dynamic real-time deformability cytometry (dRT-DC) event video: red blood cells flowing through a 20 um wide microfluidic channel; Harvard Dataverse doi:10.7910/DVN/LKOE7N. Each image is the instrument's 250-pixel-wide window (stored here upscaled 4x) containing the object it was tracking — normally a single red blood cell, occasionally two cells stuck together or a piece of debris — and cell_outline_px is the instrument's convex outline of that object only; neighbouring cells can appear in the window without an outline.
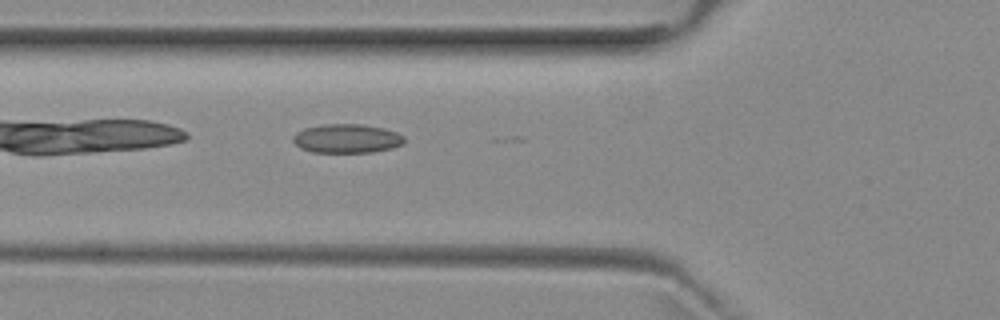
{"species": "common noctule bat (a hibernating species)", "species_latin": "Nyctalus noctula", "temperature_condition": "room temperature", "stored_images_in_passage": 2, "camera_frame_rate_fps": 3000, "um_per_image_px": 0.085, "animal": {"sex": "female", "body_mass_g": 29.2, "forearm_length_mm": 56.3}, "frame": {"image": 1, "passage_image": 2, "time_ms": 1.333, "image_size_px": [1000, 320], "cell_outline_px": [[404, 144], [392, 148], [372, 152], [312, 152], [300, 148], [292, 140], [292, 136], [296, 132], [304, 128], [324, 124], [360, 124], [384, 128], [396, 132], [404, 136]], "centroid_in_image_um": [29.47, 11.77], "position_along_channel_um": 96.3, "area_um2": 18.84}}